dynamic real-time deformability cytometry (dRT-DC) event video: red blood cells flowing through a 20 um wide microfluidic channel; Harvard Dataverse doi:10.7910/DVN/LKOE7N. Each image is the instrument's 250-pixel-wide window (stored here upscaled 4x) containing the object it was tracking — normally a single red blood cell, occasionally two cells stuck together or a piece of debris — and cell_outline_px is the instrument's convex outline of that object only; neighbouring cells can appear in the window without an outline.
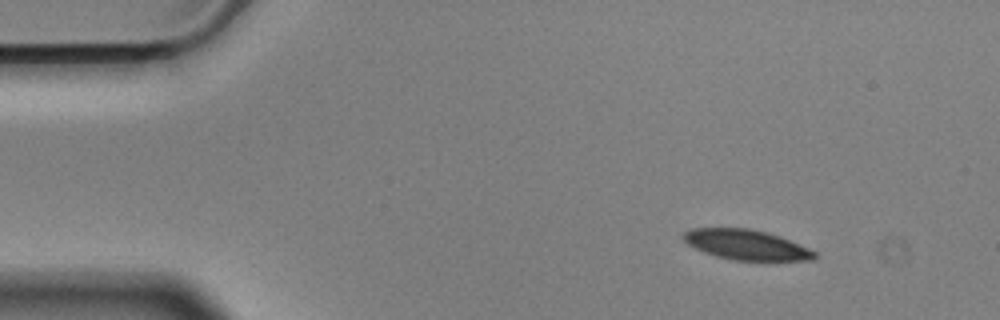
{"species": "Egyptian fruit bat (a non-hibernating species)", "species_latin": "Rousettus aegyptiacus", "temperature_condition": "cold", "stored_images_in_passage": 50, "camera_frame_rate_fps": 3000, "um_per_image_px": 0.085, "animal": {"sex": "male"}, "frame": {"image": 1, "passage_image": 1, "time_ms": 0.0, "image_size_px": [1000, 320], "cell_outline_px": [[816, 256], [812, 260], [732, 260], [716, 256], [704, 252], [688, 244], [680, 236], [684, 232], [692, 228], [748, 228], [780, 236], [808, 248], [816, 252]], "centroid_in_image_um": [63.4, 20.8], "position_along_channel_um": 21.6, "area_um2": 22.77}}
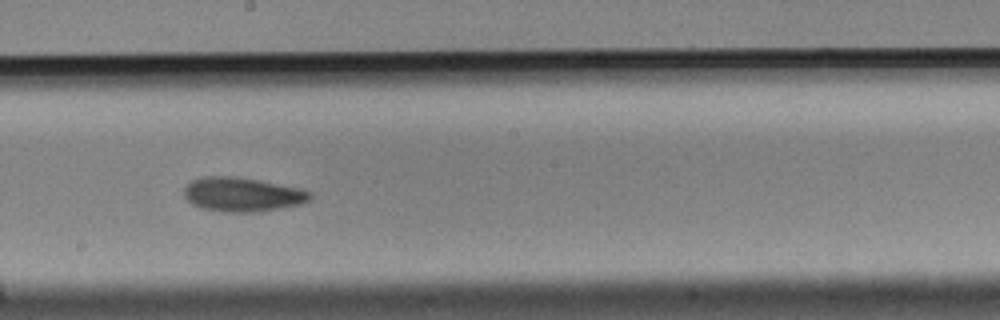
{"frame": {"image": 2, "passage_image": 25, "time_ms": 8.0, "image_size_px": [1000, 320], "cell_outline_px": [[312, 196], [308, 200], [300, 204], [256, 212], [224, 212], [200, 208], [192, 204], [184, 196], [184, 188], [192, 180], [204, 176], [236, 176], [300, 188], [312, 192]], "centroid_in_image_um": [20.57, 16.53], "position_along_channel_um": 227.6, "area_um2": 25.03}}
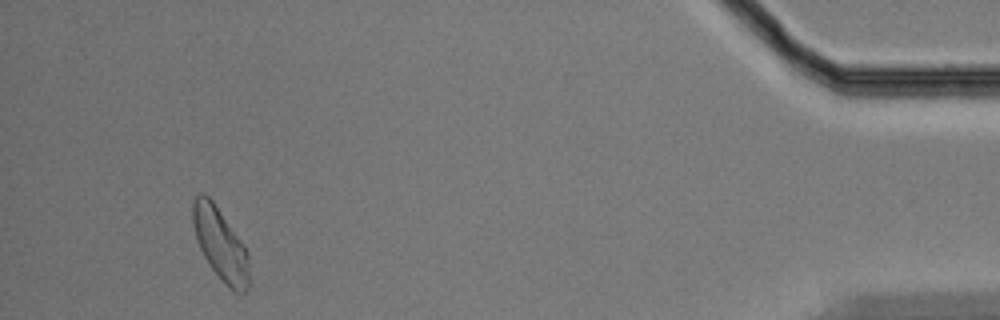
{"frame": {"image": 3, "passage_image": 47, "time_ms": 15.333, "image_size_px": [1000, 320], "cell_outline_px": [[248, 288], [244, 292], [236, 292], [208, 264], [196, 240], [192, 220], [192, 204], [196, 196], [200, 192], [204, 192], [212, 200], [244, 244], [248, 256]], "centroid_in_image_um": [18.7, 20.68], "position_along_channel_um": 416.5, "area_um2": 23.18}, "authors_computed_cell_mechanics": {"area_um2": 23.8714, "velocity_mm_per_s": 3.5319, "shape_relaxation_time_tau1_ms": 5.3142, "shape_relaxation_time_tau2_ms": 8.1085, "deformation_change_tau1": 0.1076, "deformation_change_tau2": 0.1538}}